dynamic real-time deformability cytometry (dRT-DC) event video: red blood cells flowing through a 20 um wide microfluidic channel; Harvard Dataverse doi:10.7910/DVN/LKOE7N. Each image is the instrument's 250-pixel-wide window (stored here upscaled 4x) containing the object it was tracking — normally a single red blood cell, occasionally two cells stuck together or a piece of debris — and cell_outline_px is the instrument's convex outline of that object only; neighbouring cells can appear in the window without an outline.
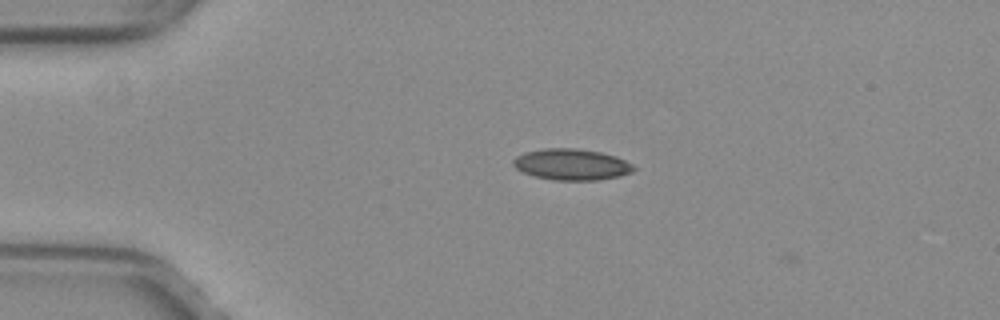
{"species": "common noctule bat (a hibernating species)", "species_latin": "Nyctalus noctula", "temperature_condition": "warm", "stored_images_in_passage": 2, "camera_frame_rate_fps": 3000, "um_per_image_px": 0.085, "animal": {"sex": "female", "body_mass_g": 29.2, "forearm_length_mm": 56.3}, "frame": {"image": 1, "passage_image": 1, "time_ms": 0.0, "image_size_px": [1000, 320], "cell_outline_px": [[636, 168], [632, 172], [620, 176], [600, 180], [552, 180], [532, 176], [516, 168], [512, 164], [512, 160], [516, 156], [524, 152], [544, 148], [576, 148], [600, 152], [616, 156], [632, 164]], "centroid_in_image_um": [48.57, 13.98], "position_along_channel_um": 36.4, "area_um2": 22.08}}